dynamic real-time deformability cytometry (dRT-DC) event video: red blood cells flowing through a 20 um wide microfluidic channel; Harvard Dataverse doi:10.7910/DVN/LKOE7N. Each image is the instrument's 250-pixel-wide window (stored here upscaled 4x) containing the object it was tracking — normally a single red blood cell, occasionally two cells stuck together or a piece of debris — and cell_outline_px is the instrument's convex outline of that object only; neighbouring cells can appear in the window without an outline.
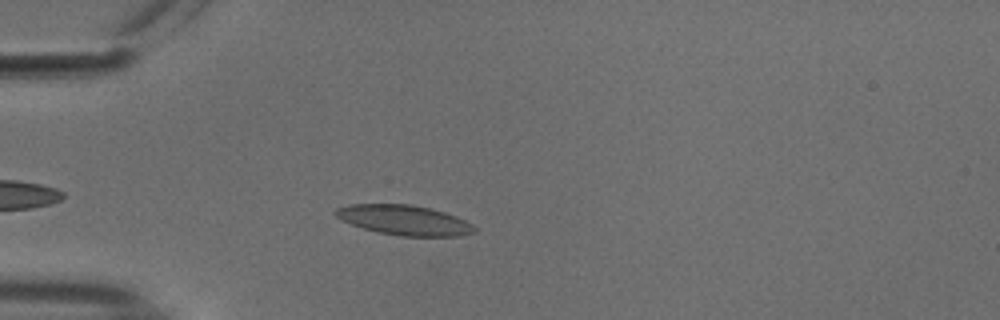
{"species": "common noctule bat (a hibernating species)", "species_latin": "Nyctalus noctula", "temperature_condition": "cold", "stored_images_in_passage": 42, "camera_frame_rate_fps": 3000, "um_per_image_px": 0.085, "animal": {"sex": "male", "body_mass_g": 18.8}, "frame": {"image": 1, "passage_image": 6, "time_ms": 1.667, "image_size_px": [1000, 320], "cell_outline_px": [[476, 232], [460, 236], [400, 236], [376, 232], [340, 220], [332, 212], [336, 208], [348, 204], [412, 204], [432, 208], [456, 216], [472, 224], [476, 228]], "centroid_in_image_um": [34.35, 18.7], "position_along_channel_um": 50.7, "area_um2": 24.45}}
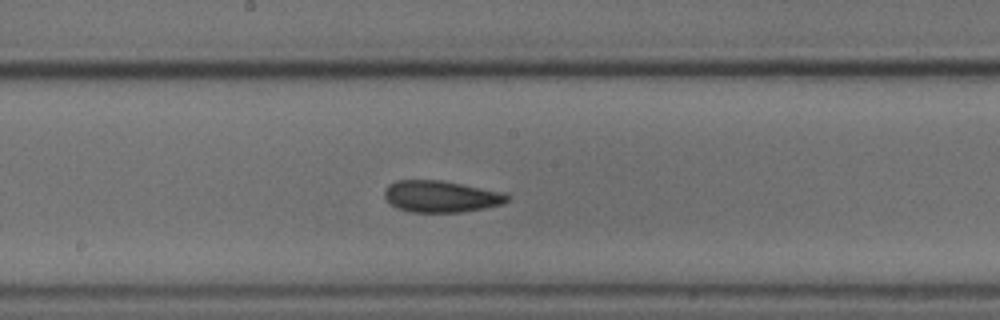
{"frame": {"image": 2, "passage_image": 20, "time_ms": 6.333, "image_size_px": [1000, 320], "cell_outline_px": [[508, 200], [504, 204], [484, 208], [460, 212], [408, 212], [396, 208], [388, 204], [384, 196], [384, 192], [388, 184], [396, 180], [440, 180], [504, 192], [508, 196]], "centroid_in_image_um": [37.43, 16.7], "position_along_channel_um": 210.8, "area_um2": 22.77}}
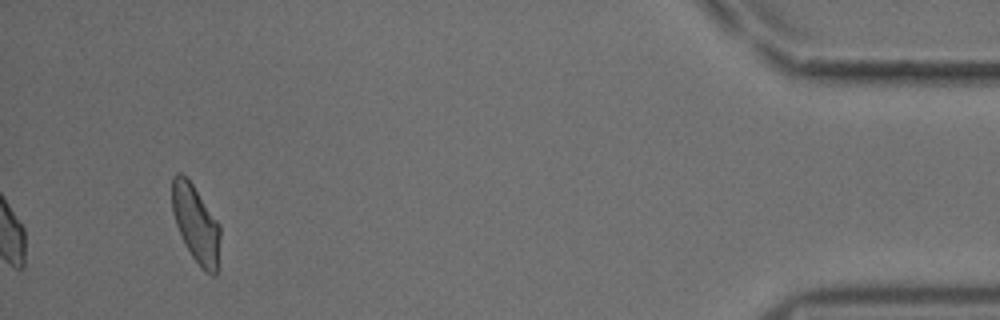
{"frame": {"image": 3, "passage_image": 42, "time_ms": 13.667, "image_size_px": [1000, 320], "cell_outline_px": [[220, 236], [216, 276], [212, 276], [192, 256], [176, 224], [172, 212], [172, 176], [176, 172], [180, 172], [192, 184], [220, 224]], "centroid_in_image_um": [16.65, 18.98], "position_along_channel_um": 418.6, "area_um2": 21.15}, "authors_computed_cell_mechanics": {"area_um2": 22.7732, "velocity_mm_per_s": 3.7299, "shape_relaxation_time_tau1_ms": 6.1356, "shape_relaxation_time_tau2_ms": 2.0869, "deformation_change_tau1": 0.1178, "deformation_change_tau2": 0.0593}}